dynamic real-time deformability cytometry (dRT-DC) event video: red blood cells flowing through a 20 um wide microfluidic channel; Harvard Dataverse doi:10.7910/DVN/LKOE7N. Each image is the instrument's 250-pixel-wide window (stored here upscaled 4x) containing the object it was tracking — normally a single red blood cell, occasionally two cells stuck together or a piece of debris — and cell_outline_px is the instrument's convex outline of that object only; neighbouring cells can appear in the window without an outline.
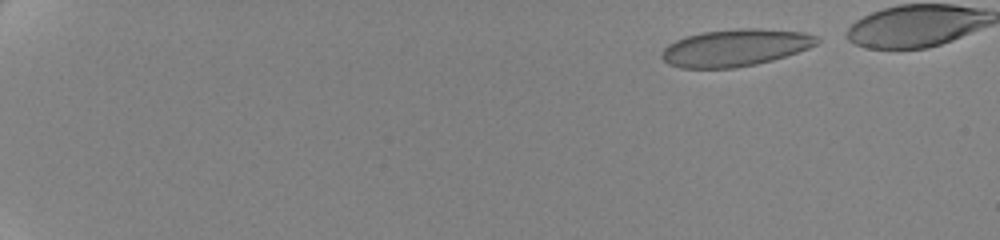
{"species": "human", "species_latin": "Homo sapiens", "temperature_condition": "cold", "stored_images_in_passage": 20, "camera_frame_rate_fps": 3000, "um_per_image_px": 0.085, "donor": {"sex": "female"}, "frame": {"image": 1, "passage_image": 2, "time_ms": 0.333, "image_size_px": [1000, 240], "cell_outline_px": [[820, 40], [816, 44], [808, 48], [772, 60], [756, 64], [732, 68], [680, 68], [668, 64], [660, 56], [664, 48], [668, 44], [684, 36], [700, 32], [736, 28], [760, 28], [804, 32], [816, 36]], "centroid_in_image_um": [62.46, 4.04], "position_along_channel_um": 22.5, "area_um2": 33.64}}
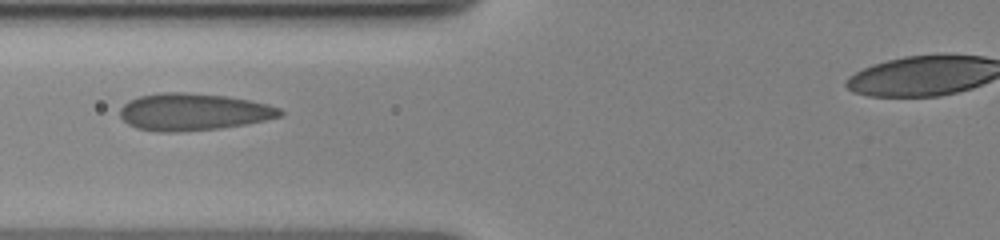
{"frame": {"image": 2, "passage_image": 14, "time_ms": 7.0, "image_size_px": [1000, 240], "cell_outline_px": [[284, 112], [280, 116], [264, 120], [244, 124], [220, 128], [172, 132], [164, 132], [136, 128], [128, 124], [120, 116], [120, 108], [128, 100], [140, 96], [160, 92], [188, 92], [224, 96], [248, 100], [268, 104], [280, 108]], "centroid_in_image_um": [16.4, 9.5], "position_along_channel_um": 109.4, "area_um2": 34.39}}
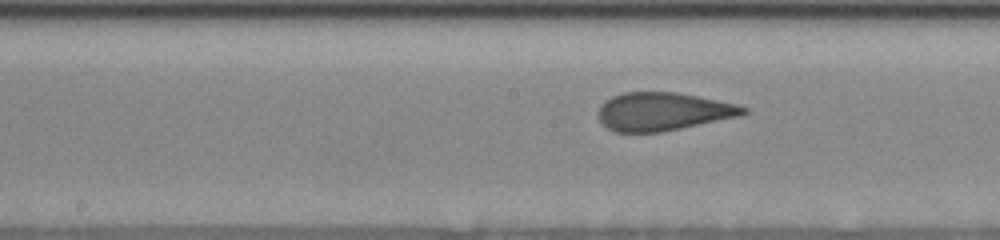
{"frame": {"image": 3, "passage_image": 19, "time_ms": 9.333, "image_size_px": [1000, 240], "cell_outline_px": [[748, 112], [740, 116], [660, 132], [616, 132], [608, 128], [600, 120], [600, 104], [604, 100], [612, 96], [624, 92], [676, 92], [736, 104], [748, 108]], "centroid_in_image_um": [56.35, 9.47], "position_along_channel_um": 191.9, "area_um2": 31.91}}